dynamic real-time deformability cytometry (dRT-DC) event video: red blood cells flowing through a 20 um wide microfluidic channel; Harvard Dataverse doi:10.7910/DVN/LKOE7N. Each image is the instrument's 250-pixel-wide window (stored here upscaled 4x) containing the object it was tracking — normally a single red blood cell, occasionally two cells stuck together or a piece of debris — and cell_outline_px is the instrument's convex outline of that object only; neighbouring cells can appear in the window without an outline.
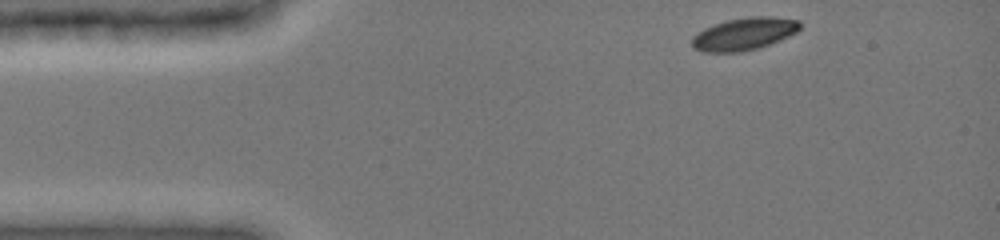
{"species": "common noctule bat (a hibernating species)", "species_latin": "Nyctalus noctula", "temperature_condition": "cold", "stored_images_in_passage": 7, "camera_frame_rate_fps": 3000, "um_per_image_px": 0.085, "animal": {"sex": "female", "body_mass_g": 19.0, "forearm_length_mm": 51.5}, "frame": {"image": 1, "passage_image": 1, "time_ms": 0.0, "image_size_px": [1000, 240], "cell_outline_px": [[800, 28], [796, 32], [780, 40], [760, 48], [740, 52], [700, 52], [692, 48], [692, 36], [696, 32], [704, 28], [728, 20], [752, 16], [768, 16], [800, 20]], "centroid_in_image_um": [63.22, 2.89], "position_along_channel_um": 21.8, "area_um2": 20.52}}
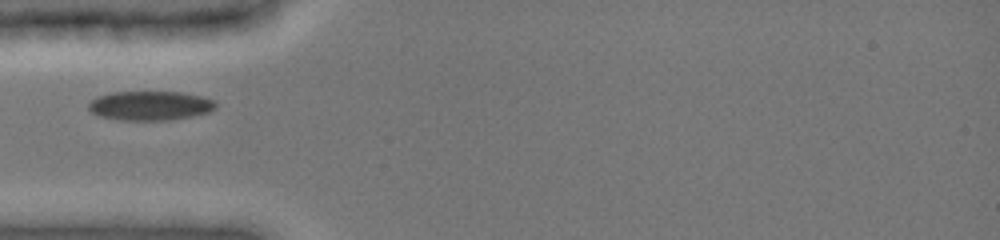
{"frame": {"image": 2, "passage_image": 5, "time_ms": 3.0, "image_size_px": [1000, 240], "cell_outline_px": [[216, 108], [208, 112], [192, 116], [172, 120], [120, 120], [96, 116], [88, 108], [88, 104], [96, 96], [112, 92], [180, 92], [200, 96], [216, 100]], "centroid_in_image_um": [12.74, 8.98], "position_along_channel_um": 72.3, "area_um2": 21.85}}
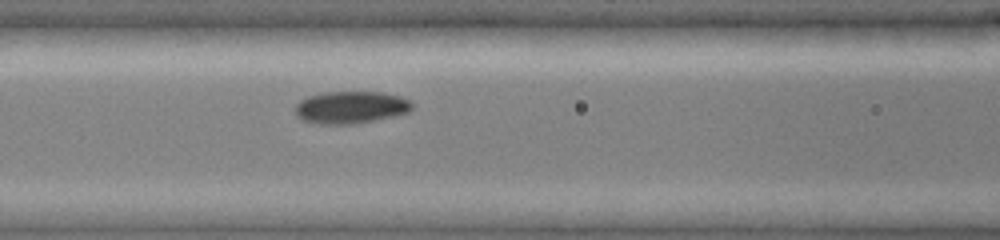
{"frame": {"image": 3, "passage_image": 7, "time_ms": 4.667, "image_size_px": [1000, 240], "cell_outline_px": [[412, 108], [408, 112], [396, 116], [356, 124], [320, 124], [300, 120], [296, 116], [296, 104], [300, 100], [308, 96], [324, 92], [384, 92], [400, 96], [408, 100], [412, 104]], "centroid_in_image_um": [29.81, 9.13], "position_along_channel_um": 136.8, "area_um2": 22.2}}